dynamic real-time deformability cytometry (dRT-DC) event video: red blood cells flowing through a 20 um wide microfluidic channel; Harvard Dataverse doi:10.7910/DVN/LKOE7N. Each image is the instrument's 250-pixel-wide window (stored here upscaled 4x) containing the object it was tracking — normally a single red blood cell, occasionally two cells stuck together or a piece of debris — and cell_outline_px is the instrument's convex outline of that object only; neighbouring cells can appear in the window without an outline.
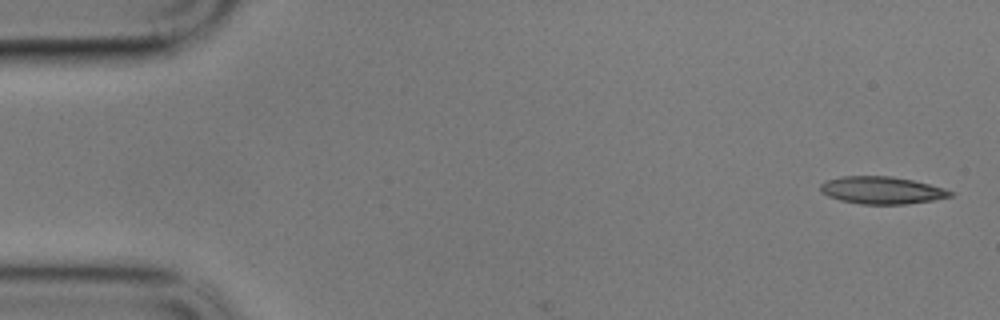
{"species": "common noctule bat (a hibernating species)", "species_latin": "Nyctalus noctula", "temperature_condition": "cold", "stored_images_in_passage": 7, "camera_frame_rate_fps": 3000, "um_per_image_px": 0.085, "animal": {"sex": "male", "body_mass_g": 17.9}, "frame": {"image": 1, "passage_image": 1, "time_ms": 0.0, "image_size_px": [1000, 320], "cell_outline_px": [[956, 192], [952, 196], [932, 200], [904, 204], [860, 204], [840, 200], [828, 196], [820, 192], [820, 184], [824, 180], [840, 176], [892, 176], [912, 180], [944, 188]], "centroid_in_image_um": [74.92, 16.16], "position_along_channel_um": 10.1, "area_um2": 20.81}}